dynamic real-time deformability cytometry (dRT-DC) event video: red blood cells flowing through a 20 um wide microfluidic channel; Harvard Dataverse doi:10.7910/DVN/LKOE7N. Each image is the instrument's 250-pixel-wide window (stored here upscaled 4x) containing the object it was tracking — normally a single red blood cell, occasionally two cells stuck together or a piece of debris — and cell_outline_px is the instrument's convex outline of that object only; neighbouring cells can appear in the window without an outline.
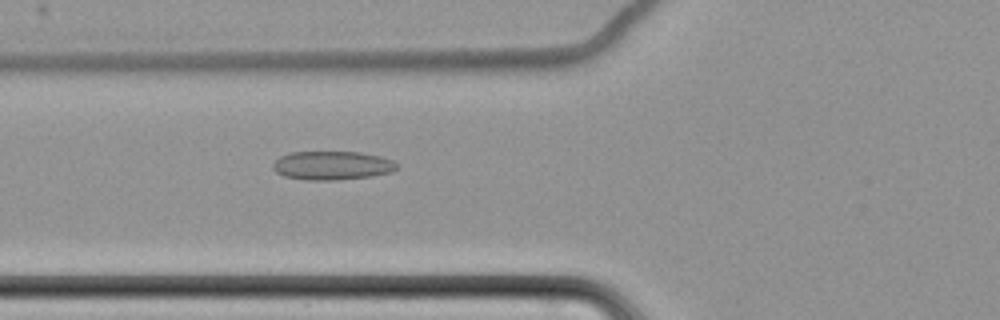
{"species": "common noctule bat (a hibernating species)", "species_latin": "Nyctalus noctula", "temperature_condition": "cold", "stored_images_in_passage": 61, "camera_frame_rate_fps": 3000, "um_per_image_px": 0.085, "animal": {"sex": "female", "body_mass_g": 22.7, "forearm_length_mm": 54.2}, "frame": {"image": 1, "passage_image": 25, "time_ms": 8.0, "image_size_px": [1000, 320], "cell_outline_px": [[400, 168], [392, 172], [372, 176], [336, 180], [308, 180], [284, 176], [276, 172], [272, 168], [272, 164], [280, 156], [288, 152], [360, 152], [380, 156], [392, 160], [400, 164]], "centroid_in_image_um": [28.26, 14.06], "position_along_channel_um": 97.5, "area_um2": 20.98}}
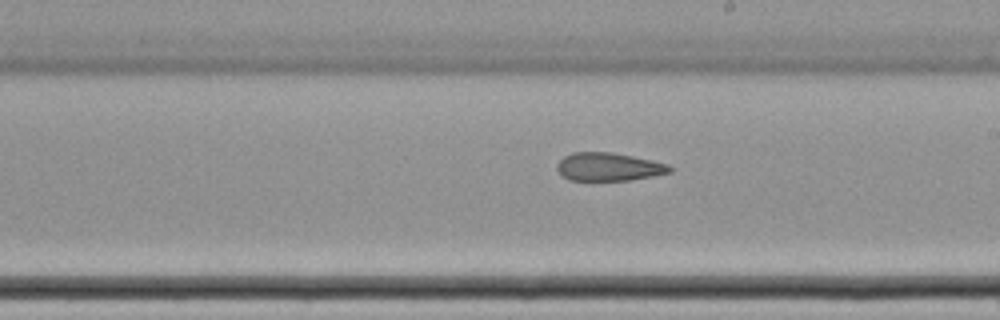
{"frame": {"image": 2, "passage_image": 37, "time_ms": 12.0, "image_size_px": [1000, 320], "cell_outline_px": [[672, 172], [632, 180], [568, 180], [560, 176], [556, 168], [556, 164], [564, 156], [572, 152], [612, 152], [652, 160], [668, 164], [672, 168]], "centroid_in_image_um": [51.7, 14.18], "position_along_channel_um": 237.3, "area_um2": 18.67}}
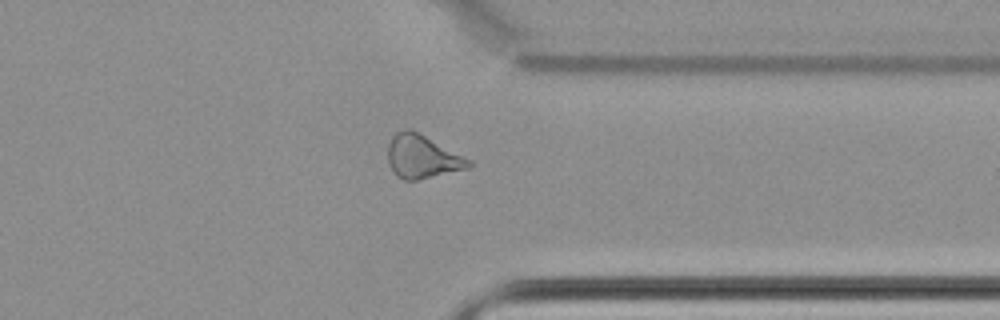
{"frame": {"image": 3, "passage_image": 49, "time_ms": 16.0, "image_size_px": [1000, 320], "cell_outline_px": [[472, 164], [468, 168], [416, 180], [404, 180], [396, 176], [392, 172], [388, 160], [388, 144], [392, 136], [396, 132], [404, 128], [412, 128], [420, 132], [472, 160]], "centroid_in_image_um": [35.87, 13.29], "position_along_channel_um": 375.5, "area_um2": 20.69}, "authors_computed_cell_mechanics": {"area_um2": 21.7906, "velocity_mm_per_s": 3.4858, "shape_relaxation_time_tau1_ms": null, "shape_relaxation_time_tau2_ms": 6.2153, "deformation_change_tau1": null, "deformation_change_tau2": 0.1413}}